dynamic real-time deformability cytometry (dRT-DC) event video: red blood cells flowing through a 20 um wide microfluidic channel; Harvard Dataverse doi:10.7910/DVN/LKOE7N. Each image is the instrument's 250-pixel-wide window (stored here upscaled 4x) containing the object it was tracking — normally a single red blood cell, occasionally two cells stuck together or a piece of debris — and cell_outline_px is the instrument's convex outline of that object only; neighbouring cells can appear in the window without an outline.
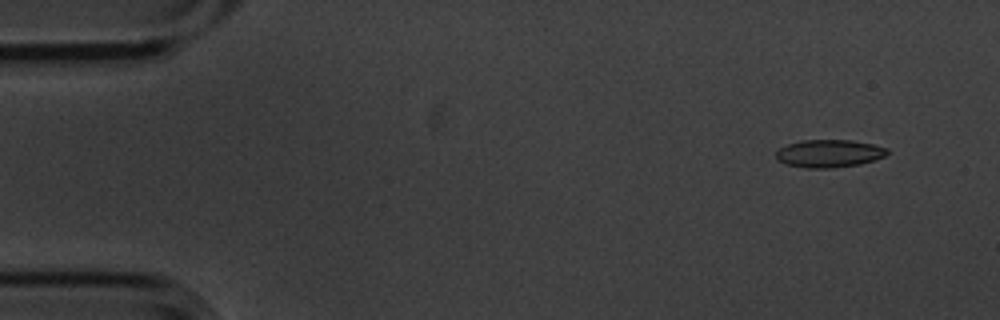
{"species": "common noctule bat (a hibernating species)", "species_latin": "Nyctalus noctula", "temperature_condition": "cold", "stored_images_in_passage": 6, "camera_frame_rate_fps": 3000, "um_per_image_px": 0.085, "animal": {"sex": "male", "body_mass_g": 20.1, "forearm_length_mm": 53.5}, "frame": {"image": 1, "passage_image": 1, "time_ms": 0.0, "image_size_px": [1000, 320], "cell_outline_px": [[888, 152], [884, 156], [860, 164], [832, 168], [804, 168], [788, 164], [780, 160], [776, 156], [776, 152], [780, 148], [788, 144], [804, 140], [852, 140], [872, 144], [888, 148]], "centroid_in_image_um": [70.49, 13.04], "position_along_channel_um": 14.5, "area_um2": 17.74}}
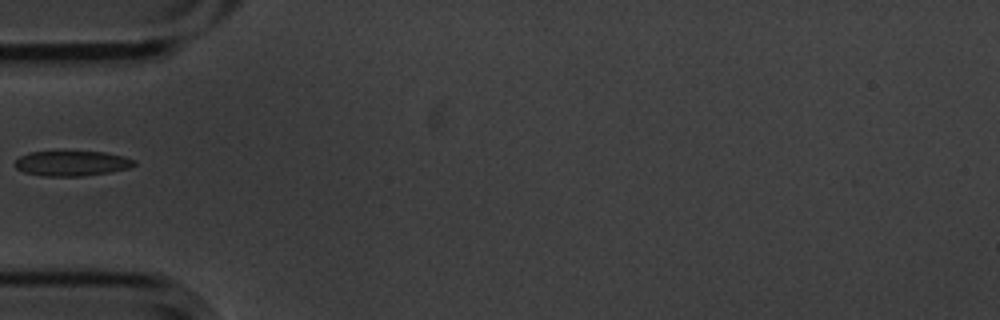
{"frame": {"image": 2, "passage_image": 5, "time_ms": 1.333, "image_size_px": [1000, 320], "cell_outline_px": [[136, 164], [128, 168], [108, 172], [80, 176], [40, 176], [24, 172], [16, 168], [16, 160], [20, 156], [28, 152], [60, 148], [64, 148], [104, 152], [124, 156], [136, 160]], "centroid_in_image_um": [6.06, 13.82], "position_along_channel_um": 78.9, "area_um2": 18.44}}
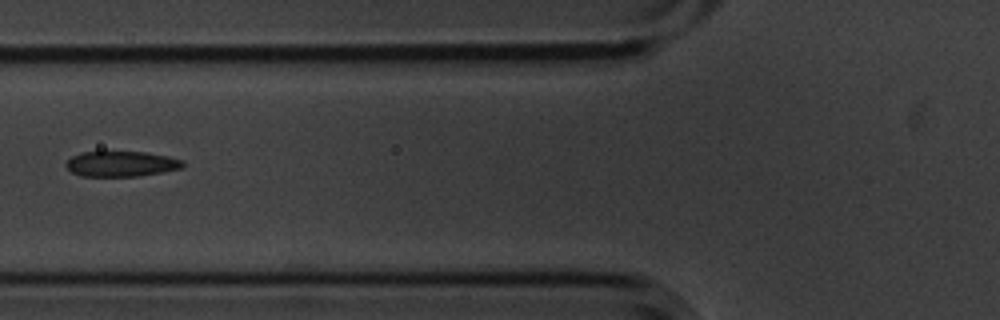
{"frame": {"image": 3, "passage_image": 6, "time_ms": 1.667, "image_size_px": [1000, 320], "cell_outline_px": [[184, 168], [136, 176], [80, 176], [72, 172], [64, 164], [72, 156], [80, 152], [144, 152], [168, 156], [184, 160]], "centroid_in_image_um": [10.31, 13.92], "position_along_channel_um": 115.5, "area_um2": 17.22}}